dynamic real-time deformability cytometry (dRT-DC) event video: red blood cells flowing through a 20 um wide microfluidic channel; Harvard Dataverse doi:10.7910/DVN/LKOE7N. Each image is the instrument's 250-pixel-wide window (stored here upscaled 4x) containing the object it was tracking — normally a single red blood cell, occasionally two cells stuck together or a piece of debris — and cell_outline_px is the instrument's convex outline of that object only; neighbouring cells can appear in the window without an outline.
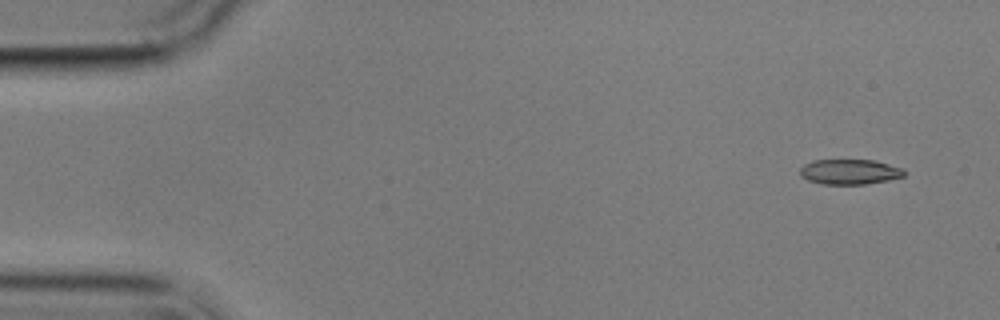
{"species": "common noctule bat (a hibernating species)", "species_latin": "Nyctalus noctula", "temperature_condition": "cold", "stored_images_in_passage": 5, "camera_frame_rate_fps": 3000, "um_per_image_px": 0.085, "animal": {"sex": "male", "body_mass_g": 17.9}, "frame": {"image": 1, "passage_image": 1, "time_ms": 0.0, "image_size_px": [1000, 320], "cell_outline_px": [[908, 172], [904, 176], [888, 180], [864, 184], [824, 184], [808, 180], [800, 176], [800, 168], [804, 164], [812, 160], [872, 160], [904, 168]], "centroid_in_image_um": [72.24, 14.6], "position_along_channel_um": 12.8, "area_um2": 15.32}}
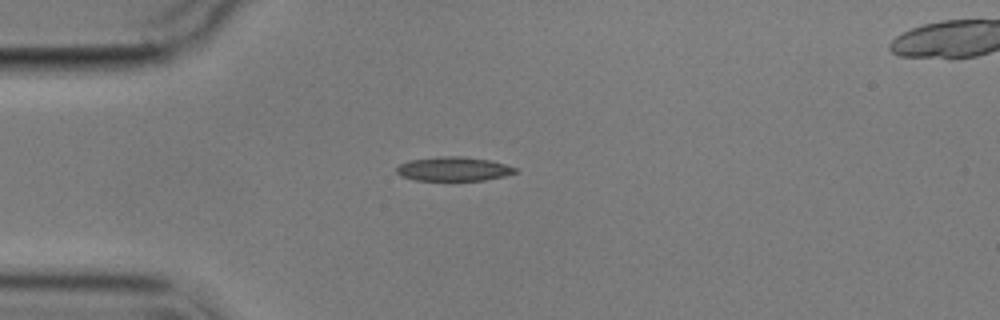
{"frame": {"image": 2, "passage_image": 4, "time_ms": 3.667, "image_size_px": [1000, 320], "cell_outline_px": [[516, 172], [504, 176], [484, 180], [416, 180], [400, 176], [396, 172], [396, 168], [400, 164], [408, 160], [436, 156], [464, 156], [488, 160], [504, 164], [516, 168]], "centroid_in_image_um": [38.5, 14.35], "position_along_channel_um": 46.5, "area_um2": 16.65}}